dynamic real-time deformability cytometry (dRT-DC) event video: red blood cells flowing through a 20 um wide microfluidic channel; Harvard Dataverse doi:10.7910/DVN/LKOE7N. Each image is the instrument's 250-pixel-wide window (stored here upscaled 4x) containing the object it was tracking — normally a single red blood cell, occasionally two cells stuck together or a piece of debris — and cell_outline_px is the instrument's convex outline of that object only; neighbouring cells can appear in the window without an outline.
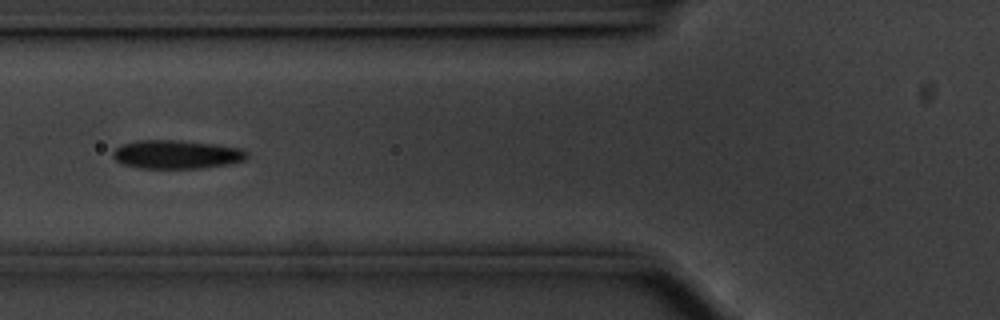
{"species": "common noctule bat (a hibernating species)", "species_latin": "Nyctalus noctula", "temperature_condition": "cold", "stored_images_in_passage": 35, "camera_frame_rate_fps": 3000, "um_per_image_px": 0.085, "animal": {"sex": "male", "body_mass_g": 20.1, "forearm_length_mm": 53.5}, "frame": {"image": 1, "passage_image": 6, "time_ms": 1.667, "image_size_px": [1000, 320], "cell_outline_px": [[248, 156], [244, 160], [228, 164], [204, 168], [140, 168], [124, 164], [116, 160], [112, 156], [112, 152], [120, 144], [140, 140], [180, 140], [212, 144], [240, 148], [248, 152]], "centroid_in_image_um": [14.99, 13.12], "position_along_channel_um": 110.8, "area_um2": 22.31}, "authors_computed_cell_mechanics": {"area_um2": 21.964, "velocity_mm_per_s": 3.5521, "shape_relaxation_time_tau1_ms": 3.7763, "shape_relaxation_time_tau2_ms": null, "deformation_change_tau1": 0.0828, "deformation_change_tau2": null}}